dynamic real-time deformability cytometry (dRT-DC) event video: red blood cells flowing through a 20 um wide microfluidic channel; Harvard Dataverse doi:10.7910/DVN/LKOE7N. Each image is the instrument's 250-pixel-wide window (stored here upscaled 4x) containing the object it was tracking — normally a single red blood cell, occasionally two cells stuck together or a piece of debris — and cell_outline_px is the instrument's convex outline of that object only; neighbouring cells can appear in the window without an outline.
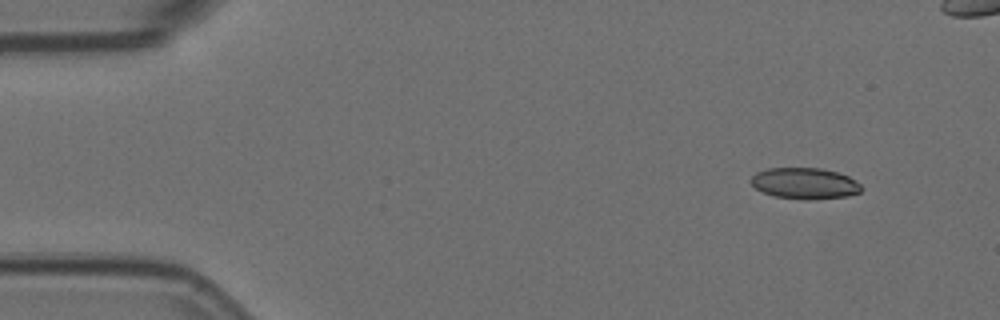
{"species": "Egyptian fruit bat (a non-hibernating species)", "species_latin": "Rousettus aegyptiacus", "temperature_condition": "room temperature", "stored_images_in_passage": 5, "camera_frame_rate_fps": 3000, "um_per_image_px": 0.085, "animal": {"sex": "female"}, "frame": {"image": 1, "passage_image": 1, "time_ms": 0.0, "image_size_px": [1000, 320], "cell_outline_px": [[864, 188], [860, 192], [848, 196], [776, 196], [764, 192], [756, 188], [752, 184], [752, 176], [756, 172], [768, 168], [820, 168], [836, 172], [848, 176], [856, 180]], "centroid_in_image_um": [68.42, 15.52], "position_along_channel_um": 16.6, "area_um2": 18.9}}